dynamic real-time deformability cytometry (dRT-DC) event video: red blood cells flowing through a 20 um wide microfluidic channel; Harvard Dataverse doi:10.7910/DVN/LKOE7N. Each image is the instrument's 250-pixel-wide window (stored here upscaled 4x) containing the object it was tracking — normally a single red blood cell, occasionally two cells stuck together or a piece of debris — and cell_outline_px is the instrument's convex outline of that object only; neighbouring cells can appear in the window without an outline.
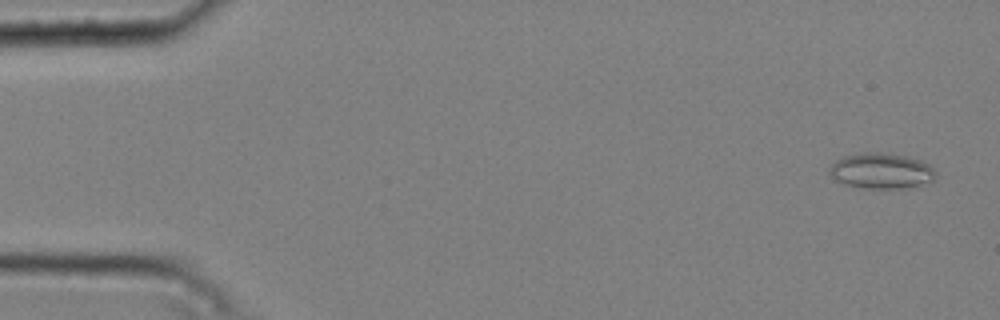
{"species": "common noctule bat (a hibernating species)", "species_latin": "Nyctalus noctula", "temperature_condition": "cold", "stored_images_in_passage": 50, "camera_frame_rate_fps": 3000, "um_per_image_px": 0.085, "animal": {"sex": "male", "body_mass_g": 20.4}, "frame": {"image": 1, "passage_image": 1, "time_ms": 0.0, "image_size_px": [1000, 320], "cell_outline_px": [[936, 176], [932, 180], [908, 188], [860, 188], [844, 184], [836, 180], [828, 172], [832, 164], [836, 160], [844, 156], [876, 152], [880, 152], [904, 156], [920, 160], [928, 164], [936, 172]], "centroid_in_image_um": [74.9, 14.54], "position_along_channel_um": 10.1, "area_um2": 21.73}}
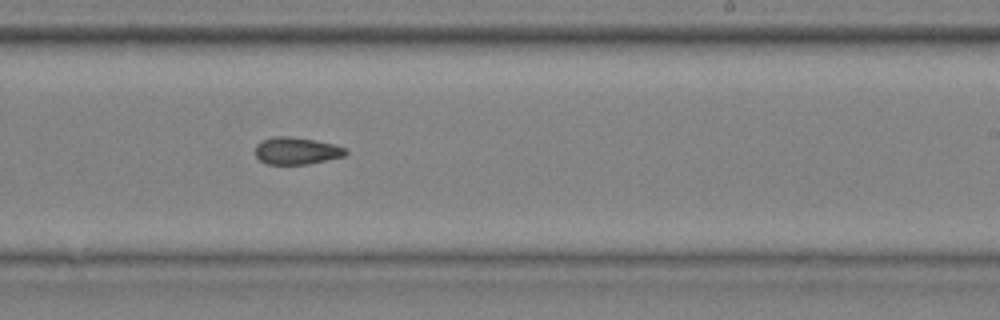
{"frame": {"image": 2, "passage_image": 31, "time_ms": 10.0, "image_size_px": [1000, 320], "cell_outline_px": [[348, 152], [344, 156], [308, 164], [268, 164], [260, 160], [256, 156], [256, 144], [272, 136], [288, 136], [312, 140], [332, 144], [344, 148]], "centroid_in_image_um": [25.18, 12.82], "position_along_channel_um": 263.8, "area_um2": 14.05}}
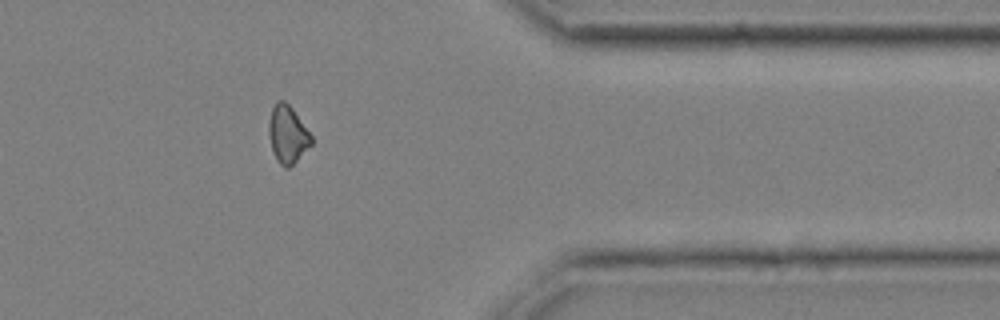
{"frame": {"image": 3, "passage_image": 42, "time_ms": 13.667, "image_size_px": [1000, 320], "cell_outline_px": [[312, 144], [288, 168], [284, 168], [276, 160], [272, 152], [268, 136], [268, 124], [272, 108], [276, 100], [284, 100], [292, 108], [312, 136]], "centroid_in_image_um": [24.41, 11.42], "position_along_channel_um": 387.0, "area_um2": 14.28}}